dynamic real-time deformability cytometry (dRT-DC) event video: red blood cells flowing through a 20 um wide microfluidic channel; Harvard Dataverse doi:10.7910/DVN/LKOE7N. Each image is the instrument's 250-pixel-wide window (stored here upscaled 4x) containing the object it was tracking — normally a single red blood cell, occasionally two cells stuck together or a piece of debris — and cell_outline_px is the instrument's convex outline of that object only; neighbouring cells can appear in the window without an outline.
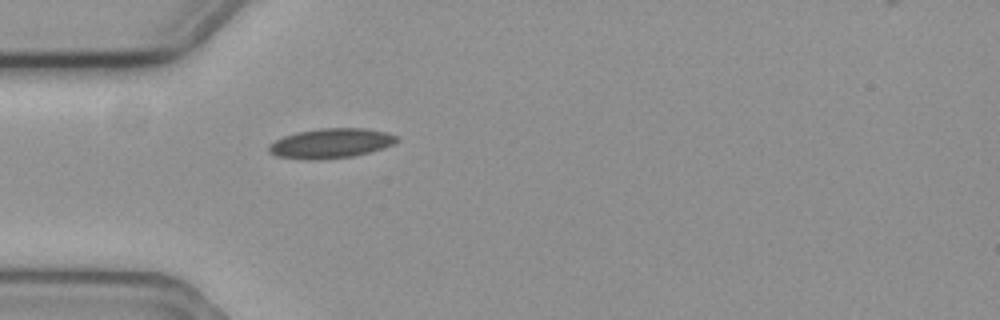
{"species": "common noctule bat (a hibernating species)", "species_latin": "Nyctalus noctula", "temperature_condition": "cold", "stored_images_in_passage": 4, "camera_frame_rate_fps": 3000, "um_per_image_px": 0.085, "animal": {"sex": "female", "body_mass_g": 19.3, "forearm_length_mm": 54.1}, "frame": {"image": 1, "passage_image": 1, "time_ms": 0.0, "image_size_px": [1000, 320], "cell_outline_px": [[400, 140], [384, 148], [352, 156], [316, 160], [308, 160], [276, 156], [268, 152], [268, 144], [284, 136], [296, 132], [320, 128], [368, 128], [388, 132], [396, 136]], "centroid_in_image_um": [28.11, 12.17], "position_along_channel_um": 56.9, "area_um2": 22.31}}
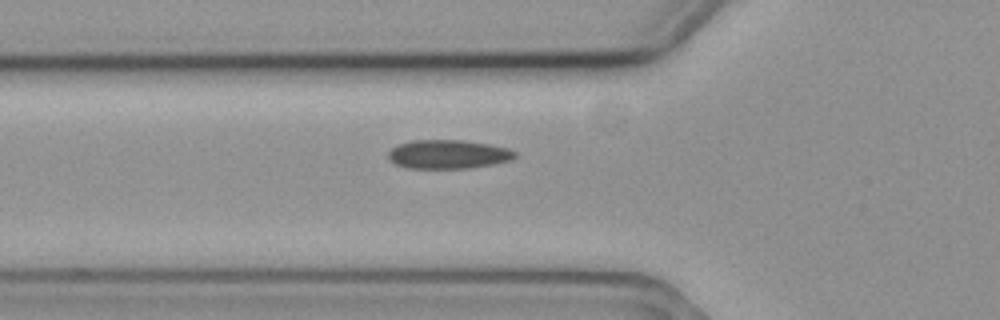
{"frame": {"image": 2, "passage_image": 4, "time_ms": 1.0, "image_size_px": [1000, 320], "cell_outline_px": [[516, 156], [508, 160], [492, 164], [468, 168], [408, 168], [396, 164], [388, 156], [388, 152], [392, 148], [400, 144], [412, 140], [464, 140], [488, 144], [508, 148], [516, 152]], "centroid_in_image_um": [38.09, 13.11], "position_along_channel_um": 87.7, "area_um2": 21.04}}